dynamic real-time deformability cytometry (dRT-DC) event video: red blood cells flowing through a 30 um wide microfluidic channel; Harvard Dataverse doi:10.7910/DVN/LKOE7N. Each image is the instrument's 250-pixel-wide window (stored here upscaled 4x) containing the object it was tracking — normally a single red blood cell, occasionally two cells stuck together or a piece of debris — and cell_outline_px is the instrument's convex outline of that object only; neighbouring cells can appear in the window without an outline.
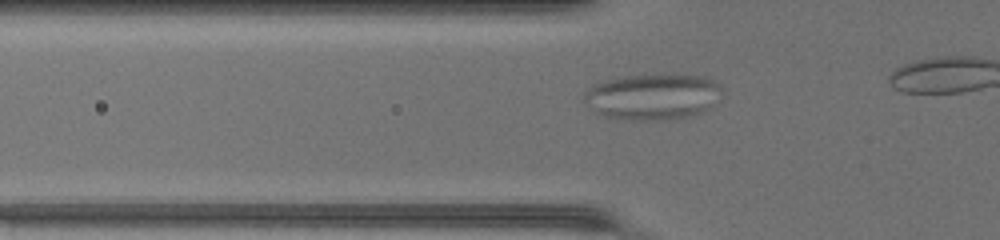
{"species": "common noctule bat (a hibernating species)", "species_latin": "Nyctalus noctula", "temperature_condition": "warm", "stored_images_in_passage": 15, "camera_frame_rate_fps": 3000, "um_per_image_px": 0.085, "animal": {"sex": "female", "body_mass_g": 17.0, "forearm_length_mm": 48.0}, "frame": {"image": 1, "passage_image": 9, "time_ms": 2.667, "image_size_px": [1000, 240], "cell_outline_px": [[720, 88], [712, 104], [704, 112], [692, 116], [664, 120], [632, 120], [604, 116], [592, 112], [584, 100], [584, 92], [596, 84], [608, 80], [624, 76], [656, 72], [676, 72], [704, 76], [712, 80]], "centroid_in_image_um": [55.45, 8.18], "position_along_channel_um": 70.3, "area_um2": 37.57}}